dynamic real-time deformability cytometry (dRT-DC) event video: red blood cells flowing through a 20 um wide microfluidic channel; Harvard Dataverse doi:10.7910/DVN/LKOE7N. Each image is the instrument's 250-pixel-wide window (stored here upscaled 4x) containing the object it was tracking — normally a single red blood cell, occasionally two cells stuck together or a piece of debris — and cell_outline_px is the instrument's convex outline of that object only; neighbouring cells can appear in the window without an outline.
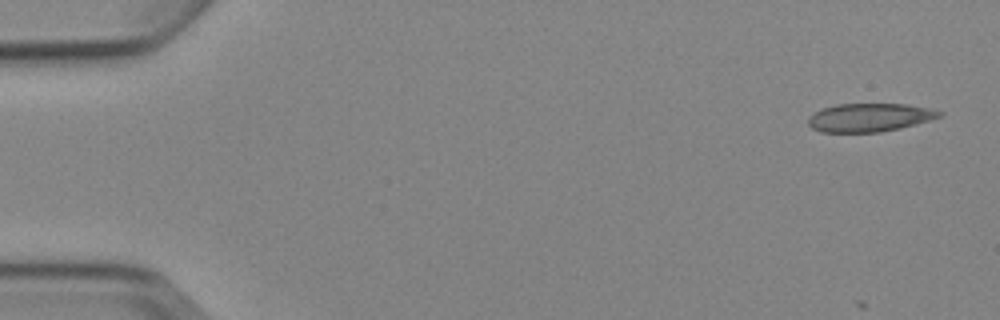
{"species": "Egyptian fruit bat (a non-hibernating species)", "species_latin": "Rousettus aegyptiacus", "temperature_condition": "cold", "stored_images_in_passage": 8, "camera_frame_rate_fps": 3000, "um_per_image_px": 0.085, "animal": {"sex": "female"}, "frame": {"image": 1, "passage_image": 1, "time_ms": 0.0, "image_size_px": [1000, 320], "cell_outline_px": [[944, 116], [916, 124], [900, 128], [880, 132], [820, 132], [812, 128], [808, 124], [808, 116], [824, 108], [836, 104], [904, 104], [928, 108], [944, 112]], "centroid_in_image_um": [73.92, 9.99], "position_along_channel_um": 11.1, "area_um2": 21.68}}
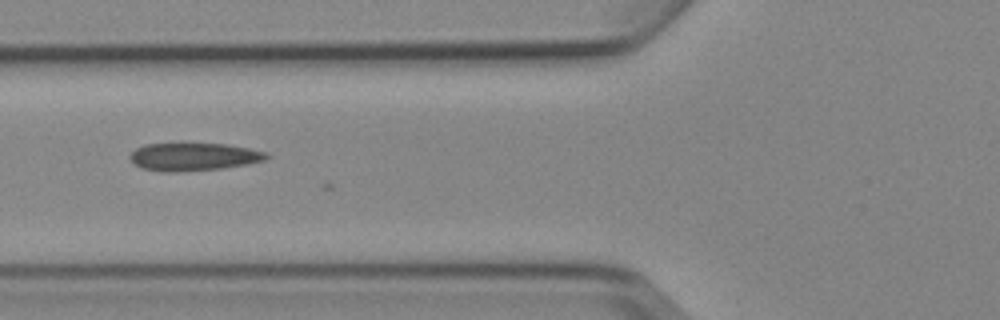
{"frame": {"image": 2, "passage_image": 6, "time_ms": 6.0, "image_size_px": [1000, 320], "cell_outline_px": [[272, 156], [264, 160], [244, 164], [220, 168], [176, 172], [164, 172], [140, 168], [128, 156], [136, 148], [144, 144], [228, 144], [268, 152]], "centroid_in_image_um": [16.46, 13.32], "position_along_channel_um": 109.3, "area_um2": 21.96}}
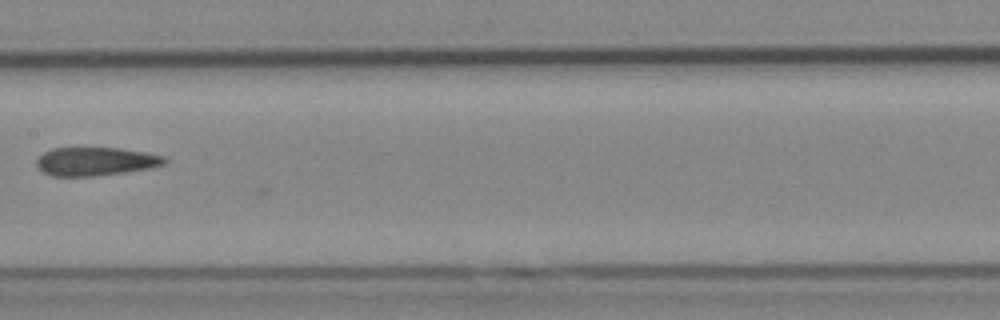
{"frame": {"image": 3, "passage_image": 8, "time_ms": 8.333, "image_size_px": [1000, 320], "cell_outline_px": [[168, 160], [164, 164], [148, 168], [124, 172], [92, 176], [52, 176], [36, 168], [36, 160], [44, 152], [52, 148], [120, 148], [144, 152], [164, 156]], "centroid_in_image_um": [8.09, 13.72], "position_along_channel_um": 199.3, "area_um2": 21.1}}